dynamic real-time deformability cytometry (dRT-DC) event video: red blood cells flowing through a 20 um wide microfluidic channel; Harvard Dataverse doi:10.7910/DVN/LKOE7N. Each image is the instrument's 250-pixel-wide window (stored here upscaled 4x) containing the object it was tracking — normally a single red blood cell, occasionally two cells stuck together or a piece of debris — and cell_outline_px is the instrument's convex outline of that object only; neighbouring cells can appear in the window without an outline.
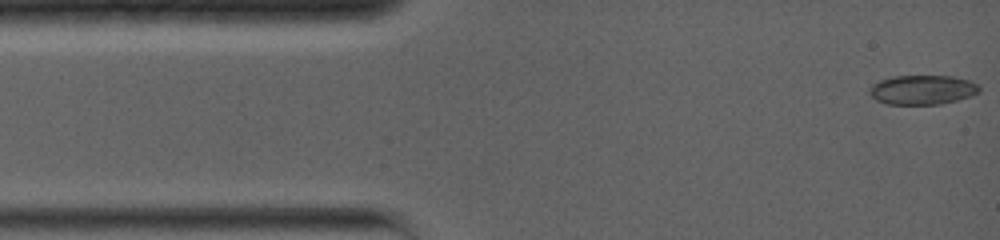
{"species": "common noctule bat (a hibernating species)", "species_latin": "Nyctalus noctula", "temperature_condition": "warm", "stored_images_in_passage": 43, "camera_frame_rate_fps": 5000, "um_per_image_px": 0.085, "animal": {"sex": "female", "body_mass_g": 19.0, "forearm_length_mm": 56.7}, "frame": {"image": 1, "passage_image": 1, "time_ms": 0.0, "image_size_px": [1000, 240], "cell_outline_px": [[980, 92], [972, 96], [940, 104], [888, 104], [876, 100], [868, 92], [868, 88], [872, 84], [880, 80], [892, 76], [952, 76], [968, 80], [980, 84]], "centroid_in_image_um": [78.41, 7.63], "position_along_channel_um": 6.6, "area_um2": 18.96}}
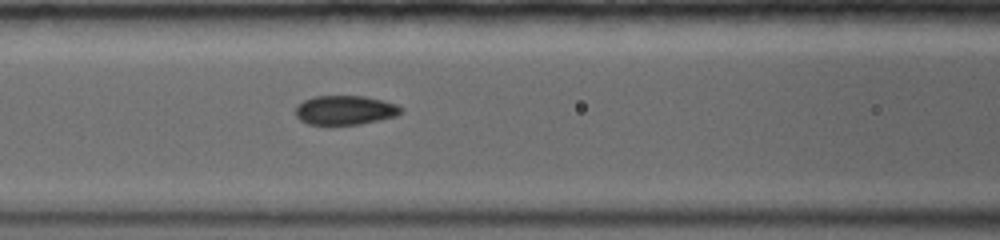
{"frame": {"image": 2, "passage_image": 18, "time_ms": 5.2, "image_size_px": [1000, 240], "cell_outline_px": [[404, 112], [396, 116], [380, 120], [360, 124], [308, 124], [300, 120], [296, 116], [296, 108], [304, 100], [312, 96], [364, 96], [396, 104], [404, 108]], "centroid_in_image_um": [29.36, 9.36], "position_along_channel_um": 137.2, "area_um2": 17.92}}
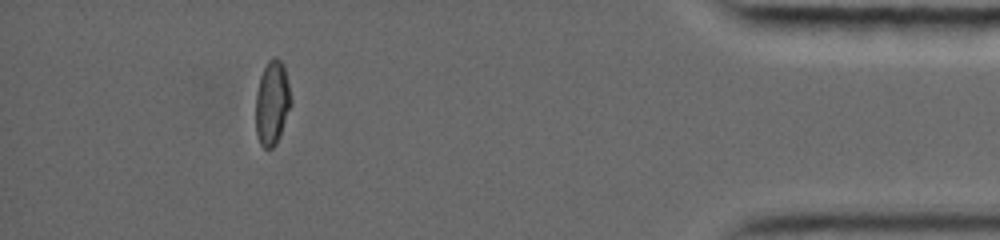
{"frame": {"image": 3, "passage_image": 35, "time_ms": 13.6, "image_size_px": [1000, 240], "cell_outline_px": [[292, 104], [280, 136], [276, 144], [272, 148], [264, 148], [260, 144], [256, 132], [256, 92], [260, 76], [268, 60], [272, 56], [280, 60], [284, 64], [292, 100]], "centroid_in_image_um": [23.14, 8.74], "position_along_channel_um": 412.1, "area_um2": 17.51}, "authors_computed_cell_mechanics": {"area_um2": 18.2648, "velocity_mm_per_s": 3.9675, "shape_relaxation_time_tau1_ms": null, "shape_relaxation_time_tau2_ms": 0.9758, "deformation_change_tau1": null, "deformation_change_tau2": 0.0366}}